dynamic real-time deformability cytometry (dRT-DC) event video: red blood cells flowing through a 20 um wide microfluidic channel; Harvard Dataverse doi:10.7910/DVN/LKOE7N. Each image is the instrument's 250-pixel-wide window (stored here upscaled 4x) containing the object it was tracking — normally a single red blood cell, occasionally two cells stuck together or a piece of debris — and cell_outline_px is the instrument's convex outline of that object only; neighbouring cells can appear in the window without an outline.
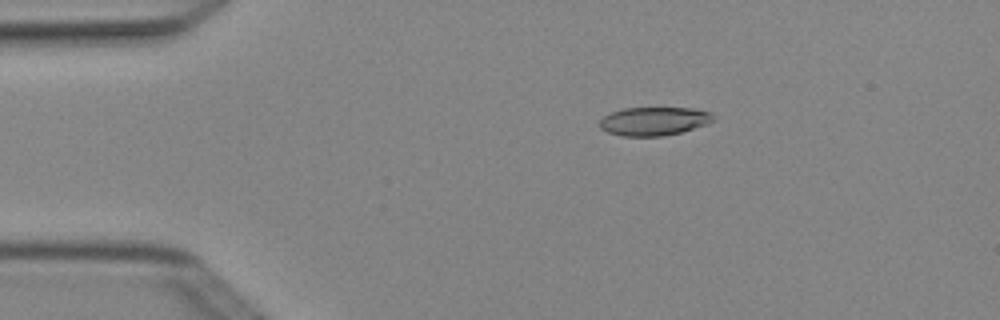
{"species": "Egyptian fruit bat (a non-hibernating species)", "species_latin": "Rousettus aegyptiacus", "temperature_condition": "cold", "stored_images_in_passage": 2, "camera_frame_rate_fps": 3000, "um_per_image_px": 0.085, "animal": {"sex": "female"}, "frame": {"image": 1, "passage_image": 2, "time_ms": 0.333, "image_size_px": [1000, 320], "cell_outline_px": [[716, 120], [708, 124], [680, 132], [664, 136], [620, 136], [608, 132], [600, 128], [600, 120], [604, 116], [612, 112], [624, 108], [692, 108], [712, 112], [716, 116]], "centroid_in_image_um": [55.64, 10.3], "position_along_channel_um": 29.4, "area_um2": 19.02}}